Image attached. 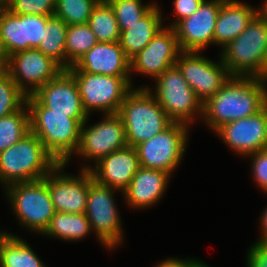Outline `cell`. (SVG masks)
I'll list each match as a JSON object with an SVG mask.
<instances>
[{
    "instance_id": "cell-1",
    "label": "cell",
    "mask_w": 267,
    "mask_h": 267,
    "mask_svg": "<svg viewBox=\"0 0 267 267\" xmlns=\"http://www.w3.org/2000/svg\"><path fill=\"white\" fill-rule=\"evenodd\" d=\"M267 104L266 78L231 76L203 103V119L214 132L223 124L256 114Z\"/></svg>"
},
{
    "instance_id": "cell-2",
    "label": "cell",
    "mask_w": 267,
    "mask_h": 267,
    "mask_svg": "<svg viewBox=\"0 0 267 267\" xmlns=\"http://www.w3.org/2000/svg\"><path fill=\"white\" fill-rule=\"evenodd\" d=\"M30 112V131L44 144L58 163H66L80 142L81 124L70 114L49 113L34 95L26 97Z\"/></svg>"
},
{
    "instance_id": "cell-3",
    "label": "cell",
    "mask_w": 267,
    "mask_h": 267,
    "mask_svg": "<svg viewBox=\"0 0 267 267\" xmlns=\"http://www.w3.org/2000/svg\"><path fill=\"white\" fill-rule=\"evenodd\" d=\"M232 76L266 78L267 13L262 9L220 55Z\"/></svg>"
},
{
    "instance_id": "cell-4",
    "label": "cell",
    "mask_w": 267,
    "mask_h": 267,
    "mask_svg": "<svg viewBox=\"0 0 267 267\" xmlns=\"http://www.w3.org/2000/svg\"><path fill=\"white\" fill-rule=\"evenodd\" d=\"M59 163L31 131L0 152V182L10 185L43 179Z\"/></svg>"
},
{
    "instance_id": "cell-5",
    "label": "cell",
    "mask_w": 267,
    "mask_h": 267,
    "mask_svg": "<svg viewBox=\"0 0 267 267\" xmlns=\"http://www.w3.org/2000/svg\"><path fill=\"white\" fill-rule=\"evenodd\" d=\"M118 115L124 124L128 146L132 147L158 135L173 123L147 86L132 89Z\"/></svg>"
},
{
    "instance_id": "cell-6",
    "label": "cell",
    "mask_w": 267,
    "mask_h": 267,
    "mask_svg": "<svg viewBox=\"0 0 267 267\" xmlns=\"http://www.w3.org/2000/svg\"><path fill=\"white\" fill-rule=\"evenodd\" d=\"M5 188L19 222L43 234L56 213L46 182L43 179L17 182Z\"/></svg>"
},
{
    "instance_id": "cell-7",
    "label": "cell",
    "mask_w": 267,
    "mask_h": 267,
    "mask_svg": "<svg viewBox=\"0 0 267 267\" xmlns=\"http://www.w3.org/2000/svg\"><path fill=\"white\" fill-rule=\"evenodd\" d=\"M156 80L152 95L173 122L191 124L203 117V102L186 82L177 65L167 68ZM196 115V116H195Z\"/></svg>"
},
{
    "instance_id": "cell-8",
    "label": "cell",
    "mask_w": 267,
    "mask_h": 267,
    "mask_svg": "<svg viewBox=\"0 0 267 267\" xmlns=\"http://www.w3.org/2000/svg\"><path fill=\"white\" fill-rule=\"evenodd\" d=\"M78 85L83 108L92 111L118 114L126 95L131 91L130 77H113L86 72H70Z\"/></svg>"
},
{
    "instance_id": "cell-9",
    "label": "cell",
    "mask_w": 267,
    "mask_h": 267,
    "mask_svg": "<svg viewBox=\"0 0 267 267\" xmlns=\"http://www.w3.org/2000/svg\"><path fill=\"white\" fill-rule=\"evenodd\" d=\"M189 125L173 122L164 131L135 146L140 166L170 175L180 164L188 142Z\"/></svg>"
},
{
    "instance_id": "cell-10",
    "label": "cell",
    "mask_w": 267,
    "mask_h": 267,
    "mask_svg": "<svg viewBox=\"0 0 267 267\" xmlns=\"http://www.w3.org/2000/svg\"><path fill=\"white\" fill-rule=\"evenodd\" d=\"M114 190L97 183L89 171V191L85 214L104 247L112 250L123 240L121 220L114 199Z\"/></svg>"
},
{
    "instance_id": "cell-11",
    "label": "cell",
    "mask_w": 267,
    "mask_h": 267,
    "mask_svg": "<svg viewBox=\"0 0 267 267\" xmlns=\"http://www.w3.org/2000/svg\"><path fill=\"white\" fill-rule=\"evenodd\" d=\"M62 70L56 61L36 48L9 56L6 68V72L26 96L33 95Z\"/></svg>"
},
{
    "instance_id": "cell-12",
    "label": "cell",
    "mask_w": 267,
    "mask_h": 267,
    "mask_svg": "<svg viewBox=\"0 0 267 267\" xmlns=\"http://www.w3.org/2000/svg\"><path fill=\"white\" fill-rule=\"evenodd\" d=\"M198 53L182 51L176 65L196 96L204 103L219 91L232 75L222 59L217 64Z\"/></svg>"
},
{
    "instance_id": "cell-13",
    "label": "cell",
    "mask_w": 267,
    "mask_h": 267,
    "mask_svg": "<svg viewBox=\"0 0 267 267\" xmlns=\"http://www.w3.org/2000/svg\"><path fill=\"white\" fill-rule=\"evenodd\" d=\"M101 122L85 127L81 125L77 155L96 160V163L110 153L128 146L125 128L118 114H105Z\"/></svg>"
},
{
    "instance_id": "cell-14",
    "label": "cell",
    "mask_w": 267,
    "mask_h": 267,
    "mask_svg": "<svg viewBox=\"0 0 267 267\" xmlns=\"http://www.w3.org/2000/svg\"><path fill=\"white\" fill-rule=\"evenodd\" d=\"M66 165V163H59L43 178L48 186L55 211L85 213L89 191V170L82 169L79 176L67 175L61 172Z\"/></svg>"
},
{
    "instance_id": "cell-15",
    "label": "cell",
    "mask_w": 267,
    "mask_h": 267,
    "mask_svg": "<svg viewBox=\"0 0 267 267\" xmlns=\"http://www.w3.org/2000/svg\"><path fill=\"white\" fill-rule=\"evenodd\" d=\"M33 95L49 109V113L70 114L81 125L88 121L89 115L83 108L77 82L67 69H63Z\"/></svg>"
},
{
    "instance_id": "cell-16",
    "label": "cell",
    "mask_w": 267,
    "mask_h": 267,
    "mask_svg": "<svg viewBox=\"0 0 267 267\" xmlns=\"http://www.w3.org/2000/svg\"><path fill=\"white\" fill-rule=\"evenodd\" d=\"M215 132L239 155L267 149V104L256 114L225 123Z\"/></svg>"
},
{
    "instance_id": "cell-17",
    "label": "cell",
    "mask_w": 267,
    "mask_h": 267,
    "mask_svg": "<svg viewBox=\"0 0 267 267\" xmlns=\"http://www.w3.org/2000/svg\"><path fill=\"white\" fill-rule=\"evenodd\" d=\"M47 16L18 15L10 10L0 11V38L9 56L37 48L43 39Z\"/></svg>"
},
{
    "instance_id": "cell-18",
    "label": "cell",
    "mask_w": 267,
    "mask_h": 267,
    "mask_svg": "<svg viewBox=\"0 0 267 267\" xmlns=\"http://www.w3.org/2000/svg\"><path fill=\"white\" fill-rule=\"evenodd\" d=\"M222 0H204L191 16L179 21L175 30L181 51H202L214 44V30Z\"/></svg>"
},
{
    "instance_id": "cell-19",
    "label": "cell",
    "mask_w": 267,
    "mask_h": 267,
    "mask_svg": "<svg viewBox=\"0 0 267 267\" xmlns=\"http://www.w3.org/2000/svg\"><path fill=\"white\" fill-rule=\"evenodd\" d=\"M181 52L174 28L163 26L149 44L130 60V71L156 79L176 64Z\"/></svg>"
},
{
    "instance_id": "cell-20",
    "label": "cell",
    "mask_w": 267,
    "mask_h": 267,
    "mask_svg": "<svg viewBox=\"0 0 267 267\" xmlns=\"http://www.w3.org/2000/svg\"><path fill=\"white\" fill-rule=\"evenodd\" d=\"M140 167L135 147L126 146L101 158L95 167L82 169L89 170L97 183L123 192Z\"/></svg>"
},
{
    "instance_id": "cell-21",
    "label": "cell",
    "mask_w": 267,
    "mask_h": 267,
    "mask_svg": "<svg viewBox=\"0 0 267 267\" xmlns=\"http://www.w3.org/2000/svg\"><path fill=\"white\" fill-rule=\"evenodd\" d=\"M69 72H86L113 77H130V59L120 42H98L69 69Z\"/></svg>"
},
{
    "instance_id": "cell-22",
    "label": "cell",
    "mask_w": 267,
    "mask_h": 267,
    "mask_svg": "<svg viewBox=\"0 0 267 267\" xmlns=\"http://www.w3.org/2000/svg\"><path fill=\"white\" fill-rule=\"evenodd\" d=\"M170 177L167 172L140 167L123 191L126 202L135 209L156 204L163 197Z\"/></svg>"
},
{
    "instance_id": "cell-23",
    "label": "cell",
    "mask_w": 267,
    "mask_h": 267,
    "mask_svg": "<svg viewBox=\"0 0 267 267\" xmlns=\"http://www.w3.org/2000/svg\"><path fill=\"white\" fill-rule=\"evenodd\" d=\"M262 9L237 0H222L215 24L214 44L223 48L236 39Z\"/></svg>"
},
{
    "instance_id": "cell-24",
    "label": "cell",
    "mask_w": 267,
    "mask_h": 267,
    "mask_svg": "<svg viewBox=\"0 0 267 267\" xmlns=\"http://www.w3.org/2000/svg\"><path fill=\"white\" fill-rule=\"evenodd\" d=\"M161 9L154 5L140 20L121 31L120 45L131 60L143 50L162 28Z\"/></svg>"
},
{
    "instance_id": "cell-25",
    "label": "cell",
    "mask_w": 267,
    "mask_h": 267,
    "mask_svg": "<svg viewBox=\"0 0 267 267\" xmlns=\"http://www.w3.org/2000/svg\"><path fill=\"white\" fill-rule=\"evenodd\" d=\"M92 231L85 213L72 214L56 212L43 234L66 241H78Z\"/></svg>"
},
{
    "instance_id": "cell-26",
    "label": "cell",
    "mask_w": 267,
    "mask_h": 267,
    "mask_svg": "<svg viewBox=\"0 0 267 267\" xmlns=\"http://www.w3.org/2000/svg\"><path fill=\"white\" fill-rule=\"evenodd\" d=\"M67 24L61 19L53 16H47L46 29L43 39L36 48L44 55L51 57L63 69H67V58L65 51Z\"/></svg>"
},
{
    "instance_id": "cell-27",
    "label": "cell",
    "mask_w": 267,
    "mask_h": 267,
    "mask_svg": "<svg viewBox=\"0 0 267 267\" xmlns=\"http://www.w3.org/2000/svg\"><path fill=\"white\" fill-rule=\"evenodd\" d=\"M32 248L10 234L0 247V267H45Z\"/></svg>"
},
{
    "instance_id": "cell-28",
    "label": "cell",
    "mask_w": 267,
    "mask_h": 267,
    "mask_svg": "<svg viewBox=\"0 0 267 267\" xmlns=\"http://www.w3.org/2000/svg\"><path fill=\"white\" fill-rule=\"evenodd\" d=\"M88 25L98 42H118L120 30L115 12L109 2H98L89 17Z\"/></svg>"
},
{
    "instance_id": "cell-29",
    "label": "cell",
    "mask_w": 267,
    "mask_h": 267,
    "mask_svg": "<svg viewBox=\"0 0 267 267\" xmlns=\"http://www.w3.org/2000/svg\"><path fill=\"white\" fill-rule=\"evenodd\" d=\"M30 132V112L27 103L19 110L0 118V152L20 141Z\"/></svg>"
},
{
    "instance_id": "cell-30",
    "label": "cell",
    "mask_w": 267,
    "mask_h": 267,
    "mask_svg": "<svg viewBox=\"0 0 267 267\" xmlns=\"http://www.w3.org/2000/svg\"><path fill=\"white\" fill-rule=\"evenodd\" d=\"M97 43L96 36L88 23L68 25L65 44L67 69Z\"/></svg>"
},
{
    "instance_id": "cell-31",
    "label": "cell",
    "mask_w": 267,
    "mask_h": 267,
    "mask_svg": "<svg viewBox=\"0 0 267 267\" xmlns=\"http://www.w3.org/2000/svg\"><path fill=\"white\" fill-rule=\"evenodd\" d=\"M97 0H55L54 15L67 25L86 24Z\"/></svg>"
},
{
    "instance_id": "cell-32",
    "label": "cell",
    "mask_w": 267,
    "mask_h": 267,
    "mask_svg": "<svg viewBox=\"0 0 267 267\" xmlns=\"http://www.w3.org/2000/svg\"><path fill=\"white\" fill-rule=\"evenodd\" d=\"M112 6L120 32L140 20L155 4H143L141 0H109Z\"/></svg>"
},
{
    "instance_id": "cell-33",
    "label": "cell",
    "mask_w": 267,
    "mask_h": 267,
    "mask_svg": "<svg viewBox=\"0 0 267 267\" xmlns=\"http://www.w3.org/2000/svg\"><path fill=\"white\" fill-rule=\"evenodd\" d=\"M26 97L5 72L0 77V118L19 110L26 103Z\"/></svg>"
},
{
    "instance_id": "cell-34",
    "label": "cell",
    "mask_w": 267,
    "mask_h": 267,
    "mask_svg": "<svg viewBox=\"0 0 267 267\" xmlns=\"http://www.w3.org/2000/svg\"><path fill=\"white\" fill-rule=\"evenodd\" d=\"M13 14L53 16L55 0H13L9 9Z\"/></svg>"
},
{
    "instance_id": "cell-35",
    "label": "cell",
    "mask_w": 267,
    "mask_h": 267,
    "mask_svg": "<svg viewBox=\"0 0 267 267\" xmlns=\"http://www.w3.org/2000/svg\"><path fill=\"white\" fill-rule=\"evenodd\" d=\"M252 157V175L257 185L267 192V149L254 152L248 157Z\"/></svg>"
},
{
    "instance_id": "cell-36",
    "label": "cell",
    "mask_w": 267,
    "mask_h": 267,
    "mask_svg": "<svg viewBox=\"0 0 267 267\" xmlns=\"http://www.w3.org/2000/svg\"><path fill=\"white\" fill-rule=\"evenodd\" d=\"M248 267H267V243L258 241L252 245L247 254Z\"/></svg>"
},
{
    "instance_id": "cell-37",
    "label": "cell",
    "mask_w": 267,
    "mask_h": 267,
    "mask_svg": "<svg viewBox=\"0 0 267 267\" xmlns=\"http://www.w3.org/2000/svg\"><path fill=\"white\" fill-rule=\"evenodd\" d=\"M204 0H174V11L177 14V19L170 24L169 27H174L179 21L191 16L198 10Z\"/></svg>"
},
{
    "instance_id": "cell-38",
    "label": "cell",
    "mask_w": 267,
    "mask_h": 267,
    "mask_svg": "<svg viewBox=\"0 0 267 267\" xmlns=\"http://www.w3.org/2000/svg\"><path fill=\"white\" fill-rule=\"evenodd\" d=\"M201 263V261L193 259L181 260L178 258H168L164 261H161L158 265H156V267H198Z\"/></svg>"
},
{
    "instance_id": "cell-39",
    "label": "cell",
    "mask_w": 267,
    "mask_h": 267,
    "mask_svg": "<svg viewBox=\"0 0 267 267\" xmlns=\"http://www.w3.org/2000/svg\"><path fill=\"white\" fill-rule=\"evenodd\" d=\"M260 221L262 224L261 231L263 233H262V236L260 237V240L258 241L266 242L267 241V208H265Z\"/></svg>"
},
{
    "instance_id": "cell-40",
    "label": "cell",
    "mask_w": 267,
    "mask_h": 267,
    "mask_svg": "<svg viewBox=\"0 0 267 267\" xmlns=\"http://www.w3.org/2000/svg\"><path fill=\"white\" fill-rule=\"evenodd\" d=\"M8 60H9V54L5 49L4 43L2 39L0 38V63L7 68L8 65Z\"/></svg>"
},
{
    "instance_id": "cell-41",
    "label": "cell",
    "mask_w": 267,
    "mask_h": 267,
    "mask_svg": "<svg viewBox=\"0 0 267 267\" xmlns=\"http://www.w3.org/2000/svg\"><path fill=\"white\" fill-rule=\"evenodd\" d=\"M13 4V0H0V11L9 10Z\"/></svg>"
},
{
    "instance_id": "cell-42",
    "label": "cell",
    "mask_w": 267,
    "mask_h": 267,
    "mask_svg": "<svg viewBox=\"0 0 267 267\" xmlns=\"http://www.w3.org/2000/svg\"><path fill=\"white\" fill-rule=\"evenodd\" d=\"M11 233H7V232H3L2 233L0 232V247H1V244L2 242L10 235Z\"/></svg>"
},
{
    "instance_id": "cell-43",
    "label": "cell",
    "mask_w": 267,
    "mask_h": 267,
    "mask_svg": "<svg viewBox=\"0 0 267 267\" xmlns=\"http://www.w3.org/2000/svg\"><path fill=\"white\" fill-rule=\"evenodd\" d=\"M6 72V68L0 63V77Z\"/></svg>"
},
{
    "instance_id": "cell-44",
    "label": "cell",
    "mask_w": 267,
    "mask_h": 267,
    "mask_svg": "<svg viewBox=\"0 0 267 267\" xmlns=\"http://www.w3.org/2000/svg\"><path fill=\"white\" fill-rule=\"evenodd\" d=\"M263 10L267 13V3H263Z\"/></svg>"
},
{
    "instance_id": "cell-45",
    "label": "cell",
    "mask_w": 267,
    "mask_h": 267,
    "mask_svg": "<svg viewBox=\"0 0 267 267\" xmlns=\"http://www.w3.org/2000/svg\"><path fill=\"white\" fill-rule=\"evenodd\" d=\"M198 267H209V266L204 263H201Z\"/></svg>"
},
{
    "instance_id": "cell-46",
    "label": "cell",
    "mask_w": 267,
    "mask_h": 267,
    "mask_svg": "<svg viewBox=\"0 0 267 267\" xmlns=\"http://www.w3.org/2000/svg\"><path fill=\"white\" fill-rule=\"evenodd\" d=\"M98 2H108L109 0H97Z\"/></svg>"
}]
</instances>
